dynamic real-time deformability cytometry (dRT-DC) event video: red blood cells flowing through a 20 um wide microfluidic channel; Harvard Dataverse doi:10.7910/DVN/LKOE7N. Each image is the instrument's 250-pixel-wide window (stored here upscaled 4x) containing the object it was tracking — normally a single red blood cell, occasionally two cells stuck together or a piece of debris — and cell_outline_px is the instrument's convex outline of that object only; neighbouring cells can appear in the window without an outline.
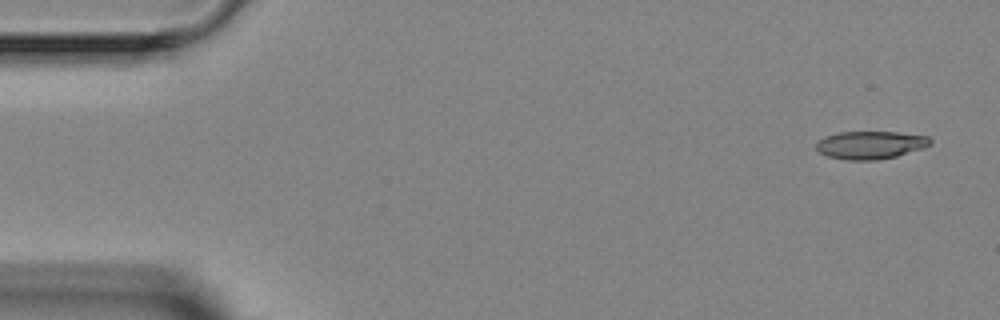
{"species": "Egyptian fruit bat (a non-hibernating species)", "species_latin": "Rousettus aegyptiacus", "temperature_condition": "room temperature", "stored_images_in_passage": 5, "camera_frame_rate_fps": 3000, "um_per_image_px": 0.085, "animal": {"sex": "female"}, "frame": {"image": 1, "passage_image": 1, "time_ms": 0.0, "image_size_px": [1000, 320], "cell_outline_px": [[932, 144], [924, 148], [896, 156], [876, 160], [844, 160], [828, 156], [820, 152], [816, 148], [816, 144], [824, 136], [840, 132], [896, 132], [928, 136], [932, 140]], "centroid_in_image_um": [74.01, 12.32], "position_along_channel_um": 11.0, "area_um2": 18.55}}
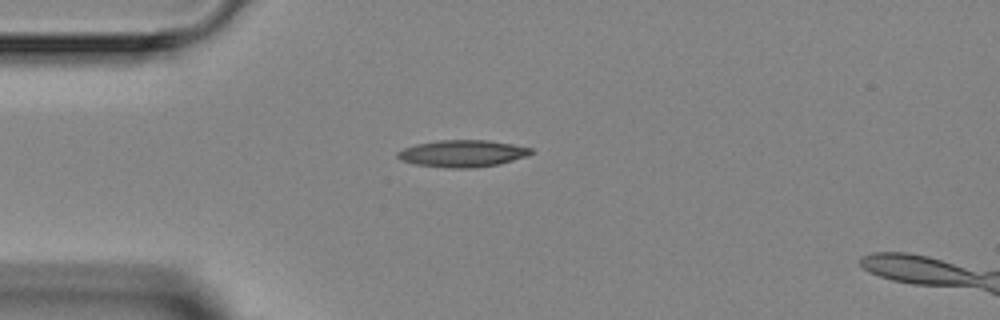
{"frame": {"image": 2, "passage_image": 4, "time_ms": 3.333, "image_size_px": [1000, 320], "cell_outline_px": [[532, 152], [528, 156], [500, 164], [472, 168], [448, 168], [416, 164], [400, 160], [396, 156], [396, 152], [404, 148], [416, 144], [440, 140], [488, 140], [512, 144], [532, 148]], "centroid_in_image_um": [39.31, 13.05], "position_along_channel_um": 45.7, "area_um2": 20.98}}